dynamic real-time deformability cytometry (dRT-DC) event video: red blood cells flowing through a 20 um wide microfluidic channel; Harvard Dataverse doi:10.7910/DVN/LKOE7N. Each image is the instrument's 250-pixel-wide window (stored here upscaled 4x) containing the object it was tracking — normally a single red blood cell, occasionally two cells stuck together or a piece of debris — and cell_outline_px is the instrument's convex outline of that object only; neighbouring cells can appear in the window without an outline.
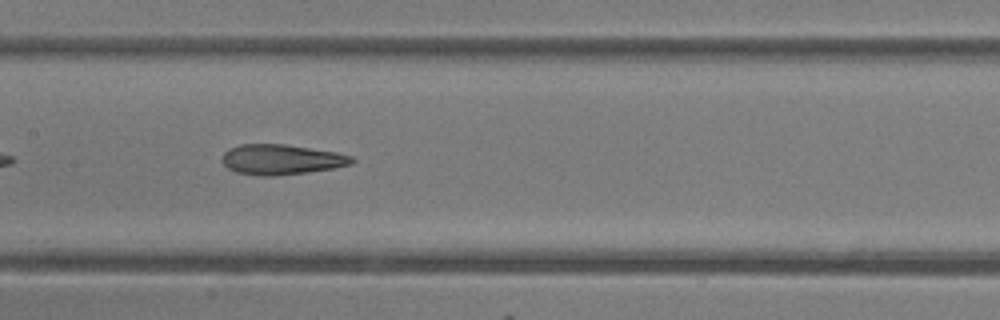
{"species": "common noctule bat (a hibernating species)", "species_latin": "Nyctalus noctula", "temperature_condition": "room temperature", "stored_images_in_passage": 34, "camera_frame_rate_fps": 3000, "um_per_image_px": 0.085, "animal": {"sex": "female"}, "frame": {"image": 1, "passage_image": 10, "time_ms": 3.0, "image_size_px": [1000, 320], "cell_outline_px": [[356, 160], [352, 164], [332, 168], [308, 172], [276, 176], [260, 176], [236, 172], [228, 168], [220, 160], [224, 152], [240, 144], [284, 144], [336, 152], [352, 156]], "centroid_in_image_um": [23.91, 13.56], "position_along_channel_um": 183.5, "area_um2": 22.83}, "authors_computed_cell_mechanics": {"area_um2": 23.9003, "velocity_mm_per_s": 4.2535, "shape_relaxation_time_tau1_ms": 10.2237, "shape_relaxation_time_tau2_ms": 3.0557, "deformation_change_tau1": 0.2649, "deformation_change_tau2": 0.138}}